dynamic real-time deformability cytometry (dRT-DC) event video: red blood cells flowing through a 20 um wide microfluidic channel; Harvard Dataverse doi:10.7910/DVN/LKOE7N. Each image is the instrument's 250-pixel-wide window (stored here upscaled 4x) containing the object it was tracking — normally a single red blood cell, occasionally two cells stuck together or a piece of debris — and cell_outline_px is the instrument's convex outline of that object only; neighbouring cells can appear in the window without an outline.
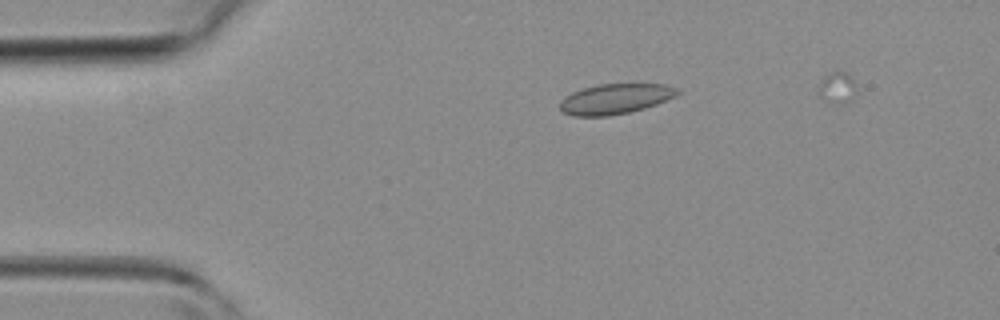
{"species": "common noctule bat (a hibernating species)", "species_latin": "Nyctalus noctula", "temperature_condition": "room temperature", "stored_images_in_passage": 36, "camera_frame_rate_fps": 3000, "um_per_image_px": 0.085, "animal": {"sex": "female", "body_mass_g": 19.3, "forearm_length_mm": 54.1}, "frame": {"image": 1, "passage_image": 5, "time_ms": 1.333, "image_size_px": [1000, 320], "cell_outline_px": [[680, 92], [676, 96], [656, 104], [644, 108], [628, 112], [608, 116], [572, 116], [564, 112], [560, 108], [560, 100], [564, 96], [572, 92], [584, 88], [600, 84], [664, 84], [680, 88]], "centroid_in_image_um": [52.3, 8.4], "position_along_channel_um": 32.7, "area_um2": 20.69}}
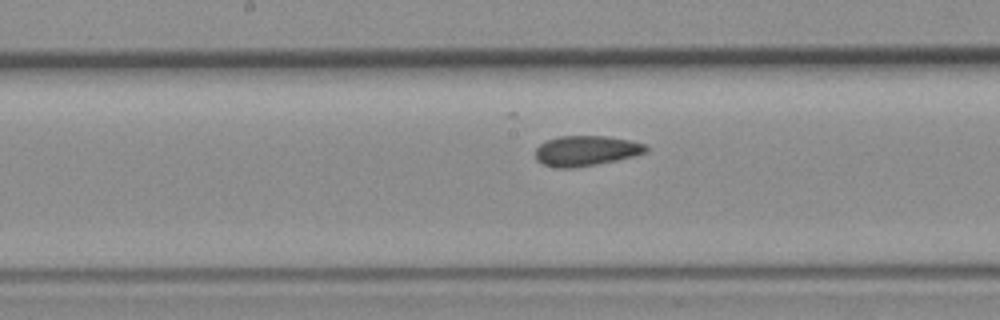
{"frame": {"image": 2, "passage_image": 18, "time_ms": 5.667, "image_size_px": [1000, 320], "cell_outline_px": [[648, 152], [616, 160], [596, 164], [572, 168], [556, 168], [544, 164], [536, 160], [536, 148], [540, 144], [548, 140], [560, 136], [604, 136], [628, 140], [644, 144], [648, 148]], "centroid_in_image_um": [49.79, 12.82], "position_along_channel_um": 198.4, "area_um2": 19.25}}
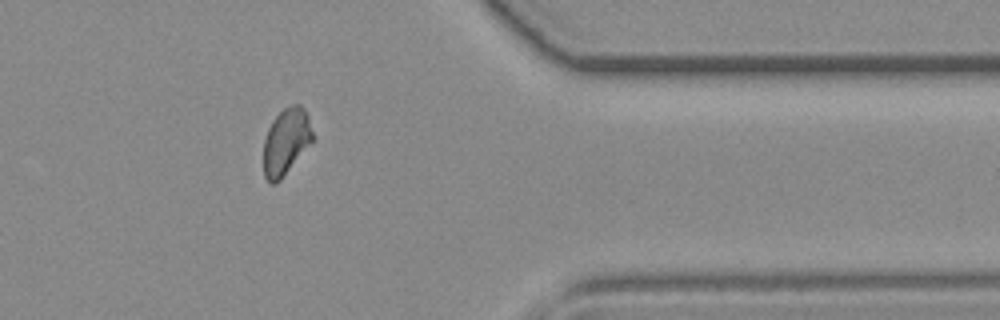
{"frame": {"image": 3, "passage_image": 31, "time_ms": 10.0, "image_size_px": [1000, 320], "cell_outline_px": [[312, 140], [280, 180], [276, 184], [272, 184], [264, 176], [264, 140], [268, 128], [272, 120], [284, 108], [292, 104], [300, 104], [304, 108], [308, 116], [312, 132]], "centroid_in_image_um": [24.29, 12.01], "position_along_channel_um": 387.1, "area_um2": 18.61}}